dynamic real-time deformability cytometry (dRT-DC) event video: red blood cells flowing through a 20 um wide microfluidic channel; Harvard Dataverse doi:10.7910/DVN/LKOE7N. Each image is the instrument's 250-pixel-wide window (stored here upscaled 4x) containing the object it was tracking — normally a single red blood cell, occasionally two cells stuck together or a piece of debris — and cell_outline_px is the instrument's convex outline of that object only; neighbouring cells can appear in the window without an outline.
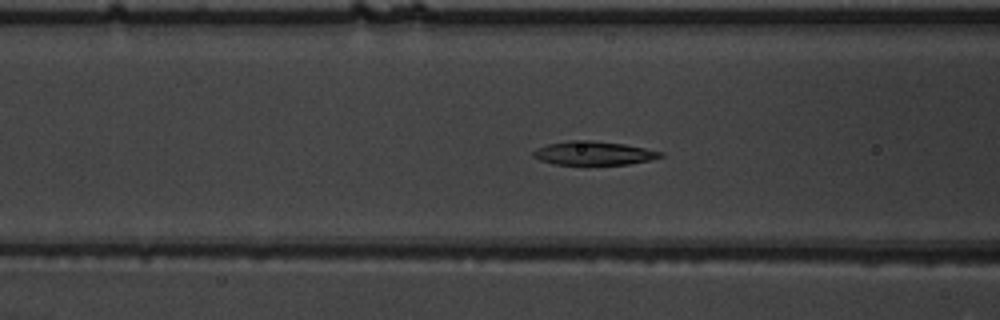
{"species": "common noctule bat (a hibernating species)", "species_latin": "Nyctalus noctula", "temperature_condition": "warm", "stored_images_in_passage": 55, "camera_frame_rate_fps": 3000, "um_per_image_px": 0.085, "animal": {"sex": "male", "body_mass_g": 19.5, "forearm_length_mm": 54.6}, "frame": {"image": 1, "passage_image": 22, "time_ms": 7.0, "image_size_px": [1000, 320], "cell_outline_px": [[664, 156], [652, 160], [628, 164], [588, 168], [552, 164], [540, 160], [532, 156], [532, 152], [548, 144], [572, 140], [592, 140], [624, 144], [664, 152]], "centroid_in_image_um": [50.47, 13.08], "position_along_channel_um": 116.1, "area_um2": 18.55}}
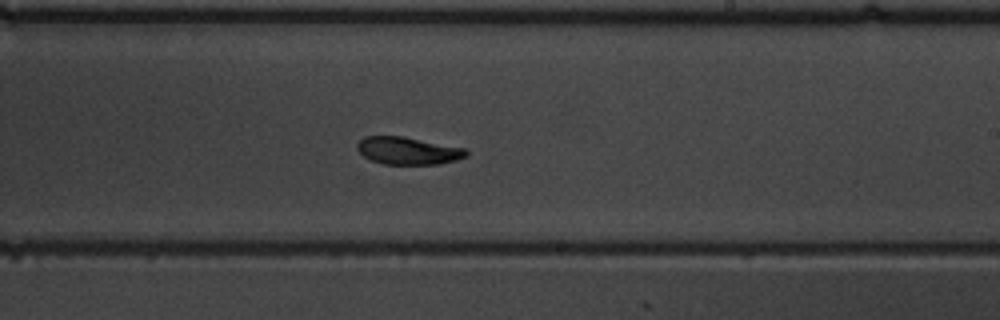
{"frame": {"image": 2, "passage_image": 33, "time_ms": 10.667, "image_size_px": [1000, 320], "cell_outline_px": [[468, 156], [456, 160], [440, 164], [384, 164], [372, 160], [364, 156], [356, 148], [356, 144], [364, 136], [404, 136], [464, 148], [468, 152]], "centroid_in_image_um": [34.68, 12.81], "position_along_channel_um": 254.3, "area_um2": 17.46}}
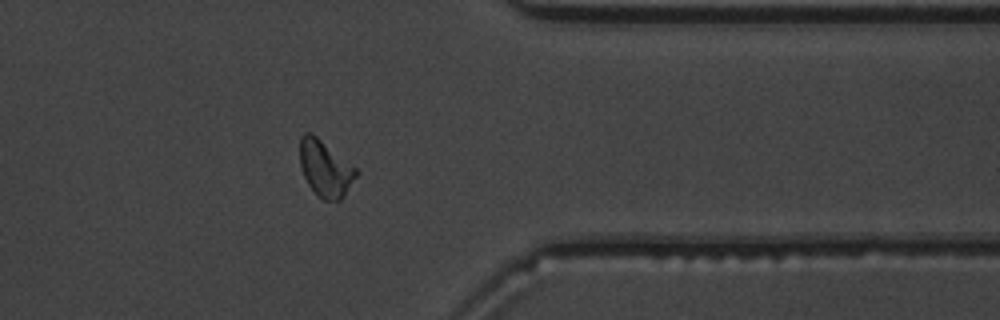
{"frame": {"image": 3, "passage_image": 44, "time_ms": 14.333, "image_size_px": [1000, 320], "cell_outline_px": [[360, 172], [344, 196], [340, 200], [324, 200], [308, 184], [304, 176], [300, 164], [300, 136], [304, 132], [308, 132], [316, 136], [356, 168]], "centroid_in_image_um": [27.66, 14.32], "position_along_channel_um": 383.7, "area_um2": 18.15}, "authors_computed_cell_mechanics": {"area_um2": 18.1492, "velocity_mm_per_s": 3.7797, "shape_relaxation_time_tau1_ms": 4.2749, "shape_relaxation_time_tau2_ms": 4.9949, "deformation_change_tau1": 0.1796, "deformation_change_tau2": 0.1079}}